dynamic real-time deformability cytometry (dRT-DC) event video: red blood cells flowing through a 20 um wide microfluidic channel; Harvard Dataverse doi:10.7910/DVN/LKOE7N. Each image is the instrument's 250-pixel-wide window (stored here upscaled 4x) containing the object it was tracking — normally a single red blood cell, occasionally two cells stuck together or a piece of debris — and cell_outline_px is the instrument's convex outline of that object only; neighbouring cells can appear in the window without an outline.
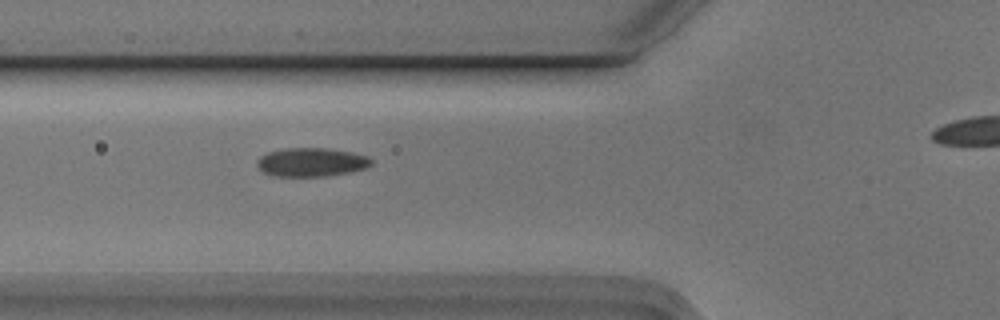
{"species": "Egyptian fruit bat (a non-hibernating species)", "species_latin": "Rousettus aegyptiacus", "temperature_condition": "cold", "stored_images_in_passage": 7, "camera_frame_rate_fps": 3000, "um_per_image_px": 0.085, "animal": {"sex": "male"}, "frame": {"image": 1, "passage_image": 6, "time_ms": 1.667, "image_size_px": [1000, 320], "cell_outline_px": [[372, 164], [364, 168], [348, 172], [324, 176], [272, 176], [264, 172], [256, 164], [256, 160], [260, 156], [268, 152], [284, 148], [328, 148], [352, 152], [368, 156], [372, 160]], "centroid_in_image_um": [26.44, 13.77], "position_along_channel_um": 99.4, "area_um2": 19.07}}